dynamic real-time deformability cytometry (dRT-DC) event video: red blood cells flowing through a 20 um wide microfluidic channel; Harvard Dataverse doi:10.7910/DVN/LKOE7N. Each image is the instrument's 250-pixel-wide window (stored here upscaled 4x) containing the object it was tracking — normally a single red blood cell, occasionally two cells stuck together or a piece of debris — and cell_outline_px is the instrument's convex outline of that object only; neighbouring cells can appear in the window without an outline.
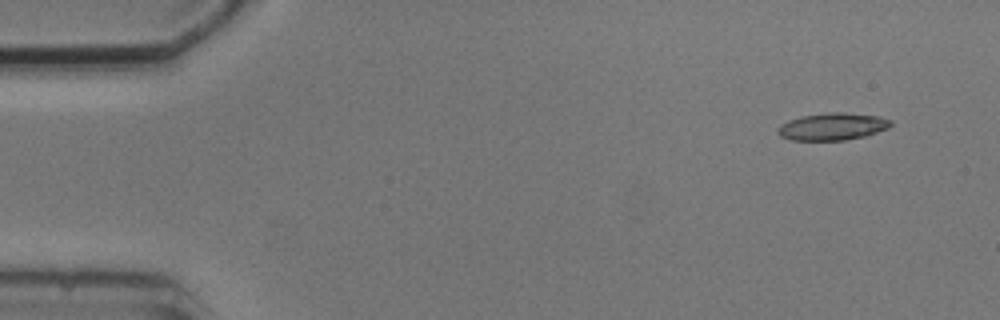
{"species": "common noctule bat (a hibernating species)", "species_latin": "Nyctalus noctula", "temperature_condition": "cold", "stored_images_in_passage": 5, "camera_frame_rate_fps": 3000, "um_per_image_px": 0.085, "animal": {"sex": "male", "body_mass_g": 20.5, "forearm_length_mm": 52.5}, "frame": {"image": 1, "passage_image": 2, "time_ms": 1.0, "image_size_px": [1000, 320], "cell_outline_px": [[892, 124], [888, 128], [864, 136], [844, 140], [792, 140], [780, 136], [776, 132], [776, 128], [780, 124], [788, 120], [800, 116], [832, 112], [844, 112], [880, 116], [892, 120]], "centroid_in_image_um": [70.73, 10.75], "position_along_channel_um": 14.3, "area_um2": 18.03}}
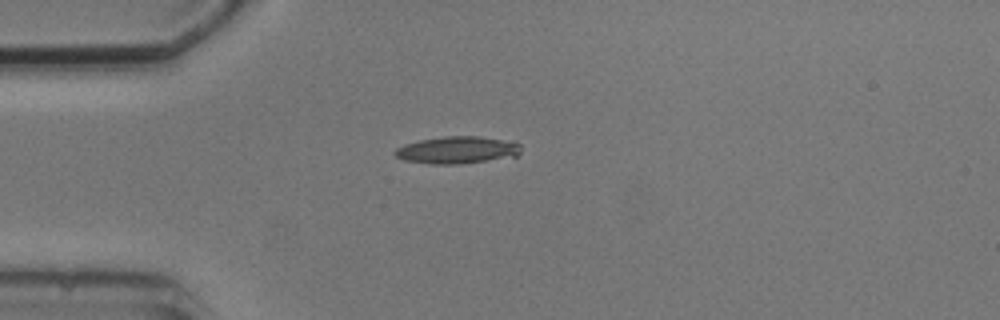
{"frame": {"image": 2, "passage_image": 5, "time_ms": 4.333, "image_size_px": [1000, 320], "cell_outline_px": [[520, 152], [516, 156], [460, 164], [432, 164], [404, 160], [396, 156], [392, 152], [396, 148], [404, 144], [420, 140], [444, 136], [480, 136], [520, 144]], "centroid_in_image_um": [38.8, 12.75], "position_along_channel_um": 46.2, "area_um2": 19.77}}